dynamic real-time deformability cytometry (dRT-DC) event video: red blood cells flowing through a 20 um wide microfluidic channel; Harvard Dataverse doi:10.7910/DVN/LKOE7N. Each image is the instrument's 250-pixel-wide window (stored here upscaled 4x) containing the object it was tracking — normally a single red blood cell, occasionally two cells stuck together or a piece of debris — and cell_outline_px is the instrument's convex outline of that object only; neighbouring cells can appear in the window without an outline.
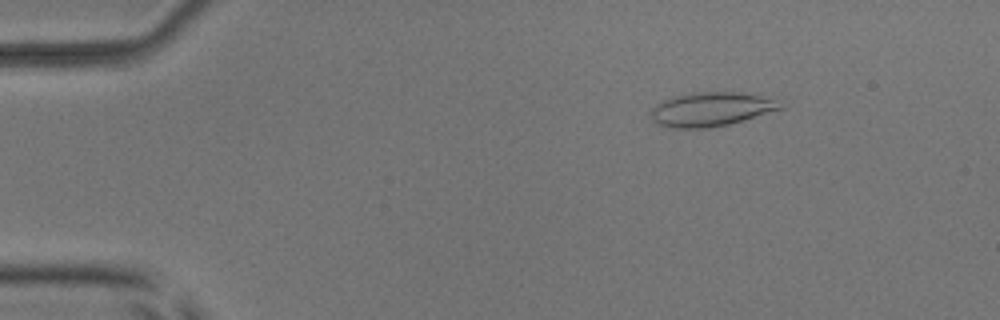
{"species": "common noctule bat (a hibernating species)", "species_latin": "Nyctalus noctula", "temperature_condition": "room temperature", "stored_images_in_passage": 53, "camera_frame_rate_fps": 3000, "um_per_image_px": 0.085, "animal": {"sex": "male", "body_mass_g": 17.9, "forearm_length_mm": 54.2}, "frame": {"image": 1, "passage_image": 8, "time_ms": 2.333, "image_size_px": [1000, 320], "cell_outline_px": [[784, 108], [744, 120], [728, 124], [708, 128], [668, 128], [652, 120], [652, 108], [656, 104], [672, 96], [692, 92], [732, 92], [760, 96], [772, 100]], "centroid_in_image_um": [60.37, 9.29], "position_along_channel_um": 24.6, "area_um2": 25.26}}
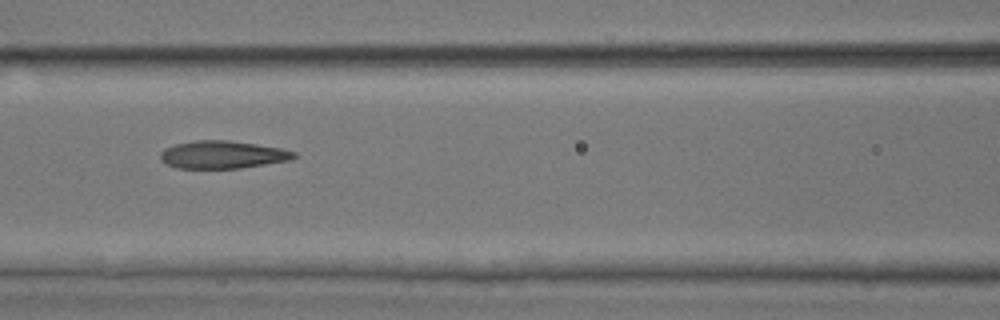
{"frame": {"image": 2, "passage_image": 24, "time_ms": 7.667, "image_size_px": [1000, 320], "cell_outline_px": [[296, 156], [288, 160], [240, 168], [176, 168], [164, 164], [160, 160], [160, 152], [164, 148], [176, 144], [196, 140], [228, 140], [256, 144], [280, 148], [296, 152]], "centroid_in_image_um": [18.85, 13.14], "position_along_channel_um": 147.8, "area_um2": 21.5}}
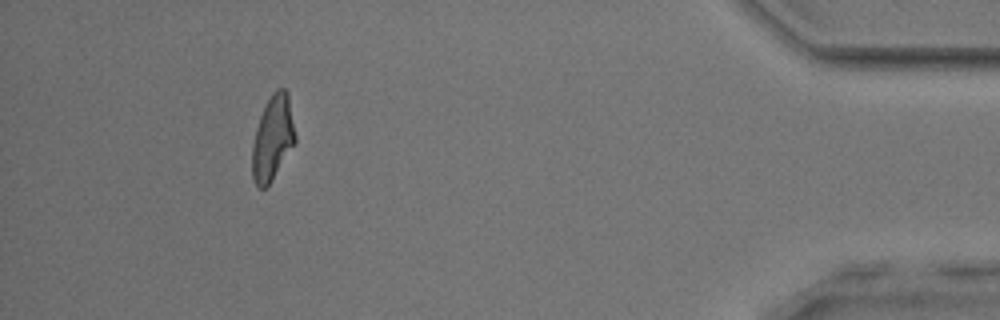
{"frame": {"image": 3, "passage_image": 49, "time_ms": 16.0, "image_size_px": [1000, 320], "cell_outline_px": [[296, 140], [272, 180], [264, 188], [260, 188], [256, 184], [252, 176], [252, 144], [256, 128], [260, 116], [272, 92], [276, 88], [284, 88], [288, 92], [296, 136]], "centroid_in_image_um": [23.18, 11.7], "position_along_channel_um": 412.0, "area_um2": 21.04}, "authors_computed_cell_mechanics": {"area_um2": 21.8484, "velocity_mm_per_s": 3.8748, "shape_relaxation_time_tau1_ms": 7.6638, "shape_relaxation_time_tau2_ms": 2.0621, "deformation_change_tau1": 0.2131, "deformation_change_tau2": 0.1116}}